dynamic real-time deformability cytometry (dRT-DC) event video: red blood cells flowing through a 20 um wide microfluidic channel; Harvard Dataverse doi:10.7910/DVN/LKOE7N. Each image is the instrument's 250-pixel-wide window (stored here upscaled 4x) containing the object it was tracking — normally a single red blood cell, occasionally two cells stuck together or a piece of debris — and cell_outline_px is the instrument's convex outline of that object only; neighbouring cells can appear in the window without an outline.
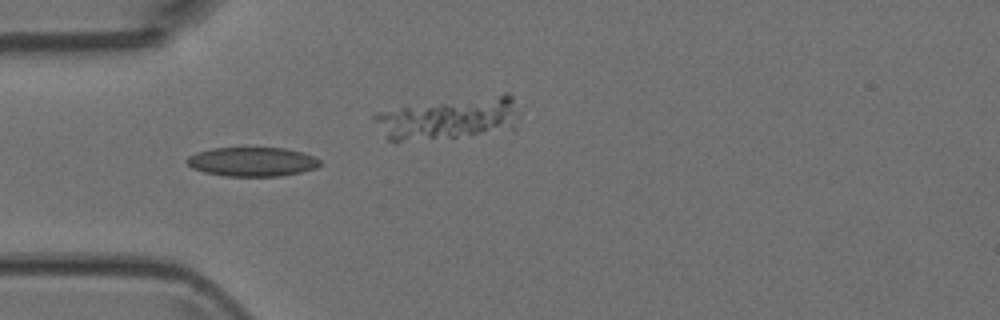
{"species": "Egyptian fruit bat (a non-hibernating species)", "species_latin": "Rousettus aegyptiacus", "temperature_condition": "room temperature", "stored_images_in_passage": 8, "camera_frame_rate_fps": 3000, "um_per_image_px": 0.085, "animal": {"sex": "female"}, "frame": {"image": 1, "passage_image": 4, "time_ms": 1.0, "image_size_px": [1000, 320], "cell_outline_px": [[320, 164], [316, 168], [300, 172], [280, 176], [224, 176], [204, 172], [192, 168], [184, 160], [188, 156], [196, 152], [212, 148], [284, 148], [300, 152], [312, 156], [320, 160]], "centroid_in_image_um": [21.39, 13.75], "position_along_channel_um": 63.6, "area_um2": 22.54}}